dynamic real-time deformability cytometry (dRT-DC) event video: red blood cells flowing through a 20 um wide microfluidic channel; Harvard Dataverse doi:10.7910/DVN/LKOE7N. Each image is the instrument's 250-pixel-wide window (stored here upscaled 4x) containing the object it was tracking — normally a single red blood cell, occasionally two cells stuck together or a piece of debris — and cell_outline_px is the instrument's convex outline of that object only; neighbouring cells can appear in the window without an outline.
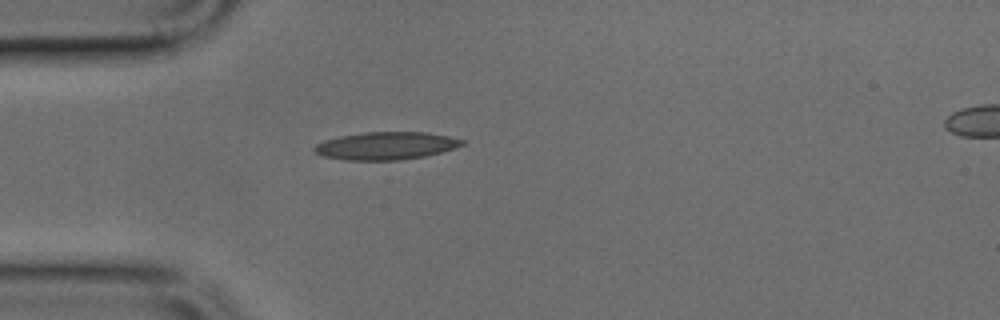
{"species": "common noctule bat (a hibernating species)", "species_latin": "Nyctalus noctula", "temperature_condition": "cold", "stored_images_in_passage": 33, "camera_frame_rate_fps": 3000, "um_per_image_px": 0.085, "animal": {"sex": "male", "body_mass_g": 17.9, "forearm_length_mm": 54.2}, "frame": {"image": 1, "passage_image": 1, "time_ms": 0.0, "image_size_px": [1000, 320], "cell_outline_px": [[464, 144], [440, 152], [424, 156], [400, 160], [344, 160], [324, 156], [316, 152], [312, 148], [316, 144], [324, 140], [340, 136], [364, 132], [428, 132], [448, 136], [464, 140]], "centroid_in_image_um": [32.78, 12.38], "position_along_channel_um": 52.2, "area_um2": 23.7}}
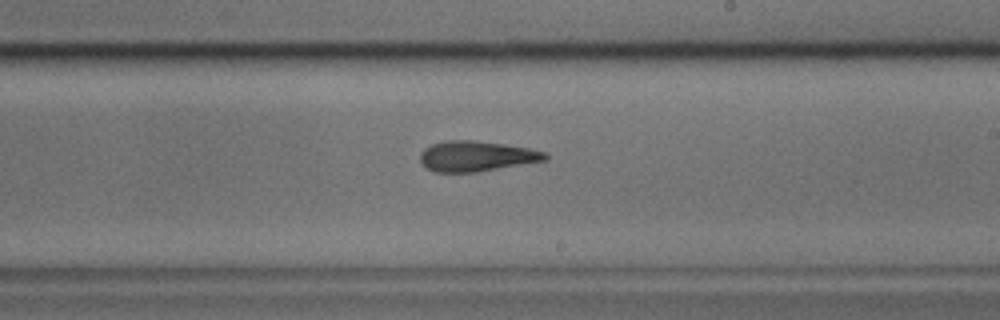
{"frame": {"image": 2, "passage_image": 16, "time_ms": 5.0, "image_size_px": [1000, 320], "cell_outline_px": [[548, 160], [476, 172], [436, 172], [424, 168], [420, 160], [420, 152], [424, 148], [432, 144], [444, 140], [472, 140], [504, 144], [528, 148], [544, 152], [548, 156]], "centroid_in_image_um": [40.45, 13.28], "position_along_channel_um": 248.5, "area_um2": 22.2}}
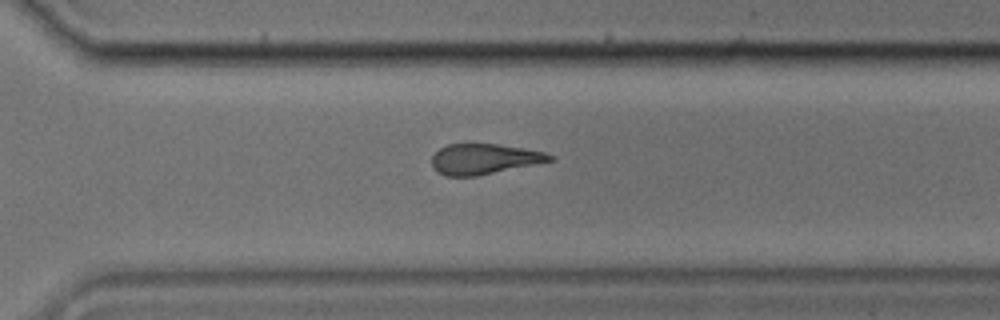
{"frame": {"image": 3, "passage_image": 22, "time_ms": 7.0, "image_size_px": [1000, 320], "cell_outline_px": [[556, 160], [476, 176], [448, 176], [436, 172], [432, 168], [432, 156], [440, 148], [448, 144], [496, 144], [524, 148], [544, 152], [552, 156]], "centroid_in_image_um": [41.13, 13.52], "position_along_channel_um": 329.5, "area_um2": 20.87}}